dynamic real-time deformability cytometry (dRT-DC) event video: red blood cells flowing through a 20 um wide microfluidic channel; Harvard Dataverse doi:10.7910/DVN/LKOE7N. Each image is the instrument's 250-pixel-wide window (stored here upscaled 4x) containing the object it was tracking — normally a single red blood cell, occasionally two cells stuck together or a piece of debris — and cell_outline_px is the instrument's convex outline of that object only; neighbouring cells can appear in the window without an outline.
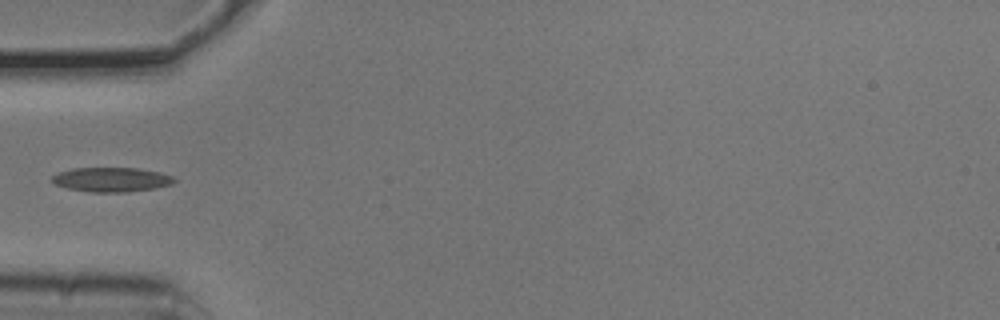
{"species": "common noctule bat (a hibernating species)", "species_latin": "Nyctalus noctula", "temperature_condition": "cold", "stored_images_in_passage": 5, "camera_frame_rate_fps": 3000, "um_per_image_px": 0.085, "animal": {"sex": "male", "body_mass_g": 20.5, "forearm_length_mm": 52.5}, "frame": {"image": 1, "passage_image": 5, "time_ms": 1.333, "image_size_px": [1000, 320], "cell_outline_px": [[176, 180], [172, 184], [156, 188], [124, 192], [88, 192], [68, 188], [56, 184], [52, 180], [52, 176], [56, 172], [72, 168], [136, 168], [160, 172], [172, 176]], "centroid_in_image_um": [9.46, 15.26], "position_along_channel_um": 75.5, "area_um2": 17.4}}